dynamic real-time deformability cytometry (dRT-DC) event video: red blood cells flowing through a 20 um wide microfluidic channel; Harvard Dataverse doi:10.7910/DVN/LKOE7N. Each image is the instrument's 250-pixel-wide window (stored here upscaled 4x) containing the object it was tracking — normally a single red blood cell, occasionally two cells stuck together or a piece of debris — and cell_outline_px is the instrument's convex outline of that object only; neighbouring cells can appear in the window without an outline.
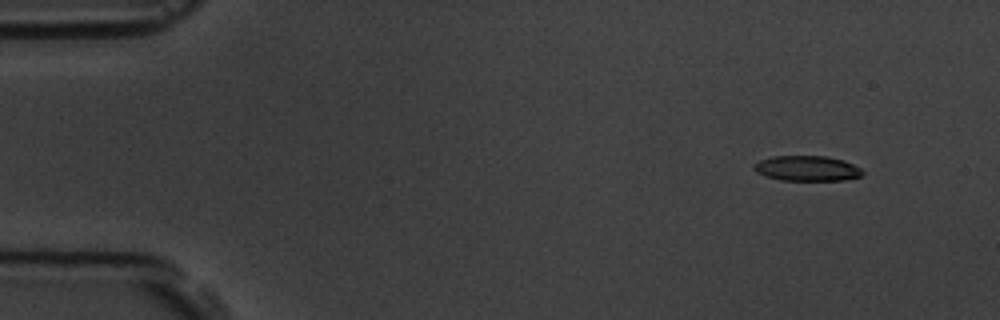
{"species": "common noctule bat (a hibernating species)", "species_latin": "Nyctalus noctula", "temperature_condition": "room temperature", "stored_images_in_passage": 4, "camera_frame_rate_fps": 3000, "um_per_image_px": 0.085, "animal": {"sex": "male", "body_mass_g": 19.5, "forearm_length_mm": 54.6}, "frame": {"image": 1, "passage_image": 1, "time_ms": 0.0, "image_size_px": [1000, 320], "cell_outline_px": [[864, 172], [860, 176], [844, 180], [780, 180], [764, 176], [756, 172], [752, 168], [760, 160], [772, 156], [828, 156], [844, 160], [860, 168]], "centroid_in_image_um": [68.59, 14.31], "position_along_channel_um": 16.4, "area_um2": 15.95}}
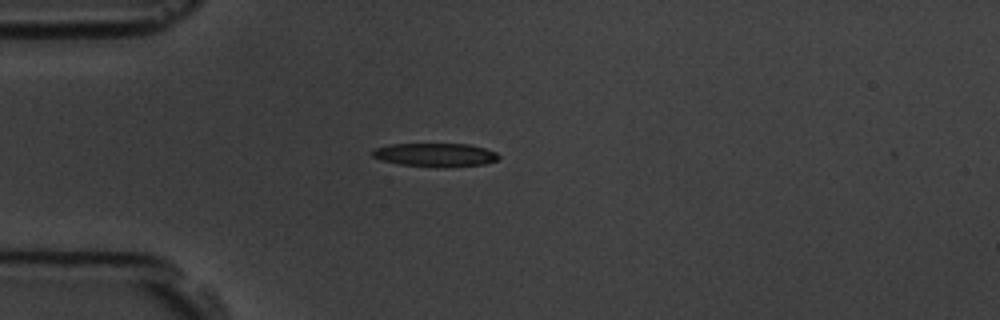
{"frame": {"image": 2, "passage_image": 4, "time_ms": 3.333, "image_size_px": [1000, 320], "cell_outline_px": [[500, 156], [496, 160], [484, 164], [444, 168], [436, 168], [400, 164], [380, 160], [372, 156], [372, 152], [376, 148], [388, 144], [468, 144], [484, 148], [496, 152]], "centroid_in_image_um": [36.99, 13.17], "position_along_channel_um": 48.0, "area_um2": 17.46}}